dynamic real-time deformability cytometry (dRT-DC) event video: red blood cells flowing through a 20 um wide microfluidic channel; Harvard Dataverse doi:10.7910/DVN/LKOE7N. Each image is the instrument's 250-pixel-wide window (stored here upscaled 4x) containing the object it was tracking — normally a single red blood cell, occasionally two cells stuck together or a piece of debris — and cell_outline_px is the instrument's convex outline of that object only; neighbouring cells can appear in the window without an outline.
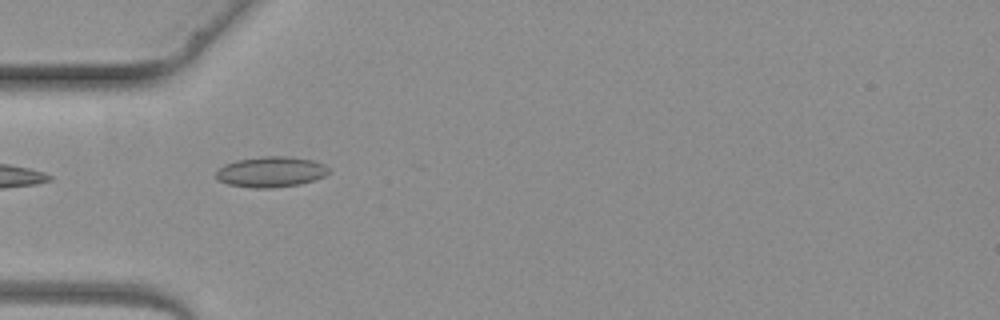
{"species": "common noctule bat (a hibernating species)", "species_latin": "Nyctalus noctula", "temperature_condition": "warm", "stored_images_in_passage": 2, "camera_frame_rate_fps": 3000, "um_per_image_px": 0.085, "animal": {"sex": "female", "body_mass_g": 19.3, "forearm_length_mm": 54.1}, "frame": {"image": 1, "passage_image": 2, "time_ms": 1.0, "image_size_px": [1000, 320], "cell_outline_px": [[332, 168], [324, 176], [300, 184], [272, 188], [252, 188], [228, 184], [216, 180], [216, 172], [224, 164], [236, 160], [264, 156], [284, 156], [312, 160], [324, 164]], "centroid_in_image_um": [23.01, 14.61], "position_along_channel_um": 62.0, "area_um2": 20.11}}